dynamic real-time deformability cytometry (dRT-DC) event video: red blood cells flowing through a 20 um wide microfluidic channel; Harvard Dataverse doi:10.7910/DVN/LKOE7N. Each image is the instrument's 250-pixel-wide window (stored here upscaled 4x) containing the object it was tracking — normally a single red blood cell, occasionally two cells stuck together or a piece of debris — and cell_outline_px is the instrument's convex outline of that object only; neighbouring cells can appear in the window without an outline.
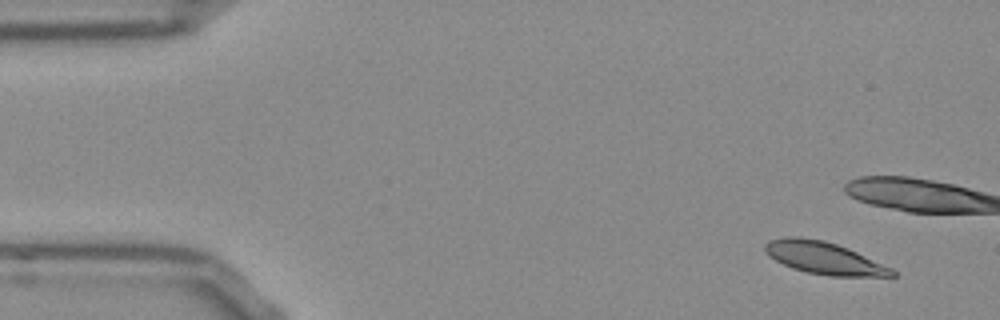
{"species": "Egyptian fruit bat (a non-hibernating species)", "species_latin": "Rousettus aegyptiacus", "temperature_condition": "room temperature", "stored_images_in_passage": 51, "camera_frame_rate_fps": 3000, "um_per_image_px": 0.085, "frame": {"image": 1, "passage_image": 1, "time_ms": 0.0, "image_size_px": [1000, 320], "cell_outline_px": [[896, 276], [832, 276], [808, 272], [792, 268], [776, 260], [764, 248], [764, 244], [768, 240], [784, 236], [796, 236], [824, 240], [848, 248], [892, 268], [896, 272]], "centroid_in_image_um": [70.05, 21.92], "position_along_channel_um": 15.0, "area_um2": 23.64}}
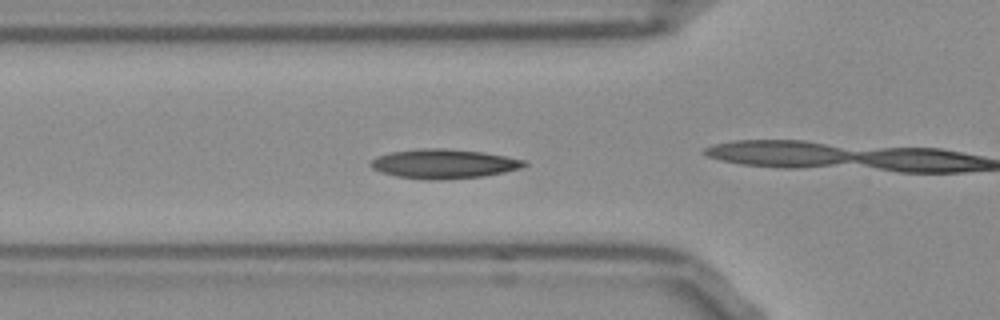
{"frame": {"image": 2, "passage_image": 15, "time_ms": 4.667, "image_size_px": [1000, 320], "cell_outline_px": [[528, 164], [520, 168], [504, 172], [484, 176], [436, 180], [428, 180], [396, 176], [380, 172], [372, 168], [368, 164], [372, 160], [380, 156], [392, 152], [420, 148], [444, 148], [484, 152], [524, 160]], "centroid_in_image_um": [37.71, 13.92], "position_along_channel_um": 88.1, "area_um2": 26.13}, "authors_computed_cell_mechanics": {"area_um2": 24.0448, "velocity_mm_per_s": 3.7757, "shape_relaxation_time_tau1_ms": 6.0116, "shape_relaxation_time_tau2_ms": 3.3196, "deformation_change_tau1": 0.1663, "deformation_change_tau2": 0.0557}}